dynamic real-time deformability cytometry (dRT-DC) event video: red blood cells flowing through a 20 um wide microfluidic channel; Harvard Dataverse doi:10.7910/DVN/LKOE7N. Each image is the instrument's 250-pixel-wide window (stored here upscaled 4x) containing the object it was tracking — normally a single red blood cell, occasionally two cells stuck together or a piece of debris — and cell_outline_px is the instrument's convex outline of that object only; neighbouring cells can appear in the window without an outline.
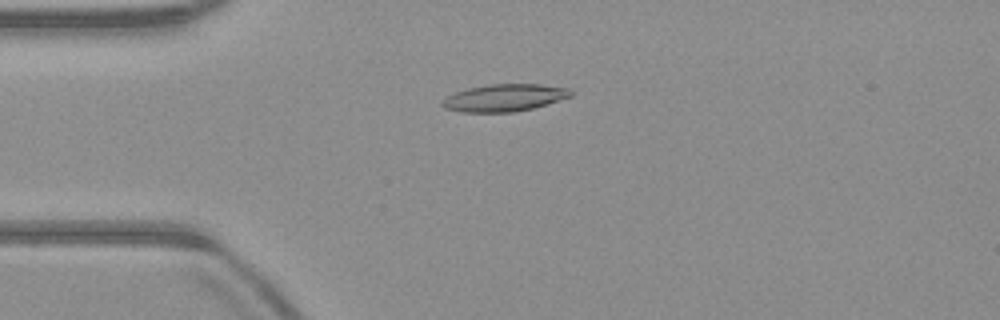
{"species": "common noctule bat (a hibernating species)", "species_latin": "Nyctalus noctula", "temperature_condition": "warm", "stored_images_in_passage": 51, "camera_frame_rate_fps": 3000, "um_per_image_px": 0.085, "animal": {"sex": "male", "body_mass_g": 23.1, "forearm_length_mm": 52.7}, "frame": {"image": 1, "passage_image": 13, "time_ms": 4.0, "image_size_px": [1000, 320], "cell_outline_px": [[572, 96], [532, 108], [512, 112], [460, 112], [444, 108], [440, 104], [448, 96], [456, 92], [468, 88], [488, 84], [540, 84], [572, 88]], "centroid_in_image_um": [42.88, 8.3], "position_along_channel_um": 42.1, "area_um2": 20.35}}
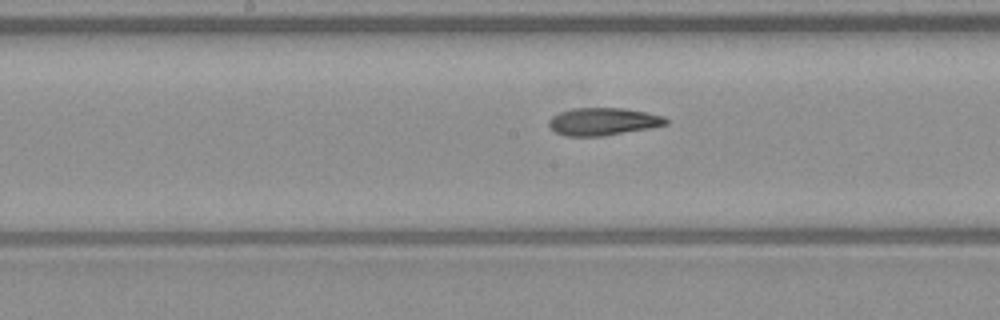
{"frame": {"image": 2, "passage_image": 26, "time_ms": 8.333, "image_size_px": [1000, 320], "cell_outline_px": [[668, 124], [648, 128], [600, 136], [564, 136], [556, 132], [548, 124], [548, 120], [552, 116], [560, 112], [572, 108], [624, 108], [648, 112], [664, 116], [668, 120]], "centroid_in_image_um": [51.25, 10.32], "position_along_channel_um": 196.9, "area_um2": 18.73}}
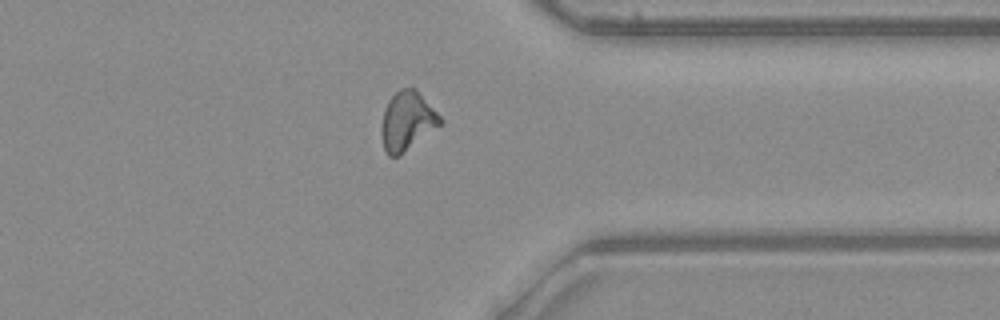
{"frame": {"image": 3, "passage_image": 40, "time_ms": 13.0, "image_size_px": [1000, 320], "cell_outline_px": [[444, 120], [440, 124], [400, 156], [388, 156], [384, 148], [380, 132], [384, 108], [388, 100], [400, 88], [416, 88]], "centroid_in_image_um": [34.58, 10.28], "position_along_channel_um": 376.8, "area_um2": 20.11}, "authors_computed_cell_mechanics": {"area_um2": 19.4208, "velocity_mm_per_s": 4.0303, "shape_relaxation_time_tau1_ms": null, "shape_relaxation_time_tau2_ms": 4.809, "deformation_change_tau1": null, "deformation_change_tau2": 0.135}}